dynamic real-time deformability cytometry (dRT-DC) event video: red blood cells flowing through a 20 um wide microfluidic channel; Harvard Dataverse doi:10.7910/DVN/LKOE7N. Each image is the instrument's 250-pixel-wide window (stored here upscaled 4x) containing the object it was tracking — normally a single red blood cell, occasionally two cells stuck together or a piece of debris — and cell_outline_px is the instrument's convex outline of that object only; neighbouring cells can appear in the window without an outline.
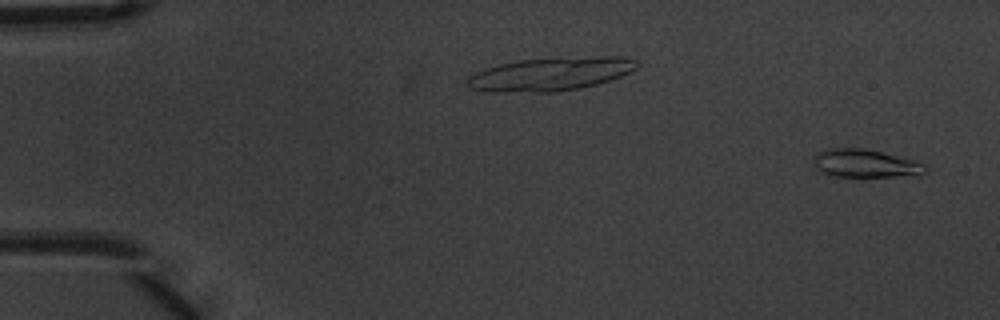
{"species": "common noctule bat (a hibernating species)", "species_latin": "Nyctalus noctula", "temperature_condition": "warm", "stored_images_in_passage": 3, "camera_frame_rate_fps": 3000, "um_per_image_px": 0.085, "animal": {"sex": "male", "body_mass_g": 20.1, "forearm_length_mm": 53.5}, "frame": {"image": 1, "passage_image": 3, "time_ms": 0.667, "image_size_px": [1000, 320], "cell_outline_px": [[928, 172], [920, 176], [828, 176], [820, 172], [816, 168], [812, 156], [816, 152], [828, 148], [864, 148], [916, 160], [928, 164]], "centroid_in_image_um": [73.59, 13.89], "position_along_channel_um": 11.4, "area_um2": 18.84}}